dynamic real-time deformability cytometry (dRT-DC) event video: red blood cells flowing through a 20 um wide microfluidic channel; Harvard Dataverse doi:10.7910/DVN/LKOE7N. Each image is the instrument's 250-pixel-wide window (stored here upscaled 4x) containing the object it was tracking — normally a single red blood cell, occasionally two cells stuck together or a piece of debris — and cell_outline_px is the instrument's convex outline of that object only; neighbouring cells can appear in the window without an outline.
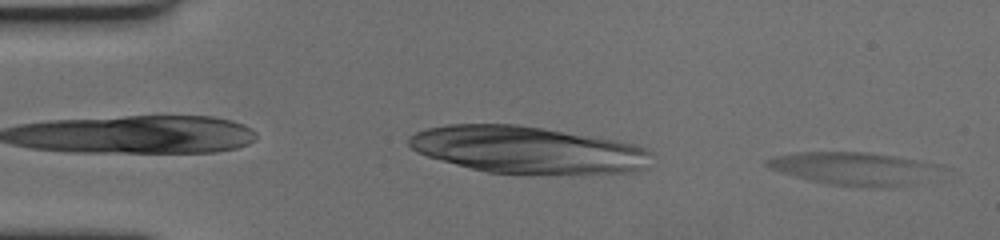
{"species": "human", "species_latin": "Homo sapiens", "temperature_condition": "cold", "stored_images_in_passage": 55, "camera_frame_rate_fps": 3000, "um_per_image_px": 0.085, "donor": {"sex": "female"}, "frame": {"image": 1, "passage_image": 2, "time_ms": 0.333, "image_size_px": [1000, 240], "cell_outline_px": [[944, 168], [888, 188], [832, 184], [808, 180], [772, 168], [764, 164], [764, 160], [776, 156], [800, 152], [864, 152], [896, 156], [920, 160], [940, 164]], "centroid_in_image_um": [72.46, 14.28], "position_along_channel_um": 12.5, "area_um2": 31.79}}
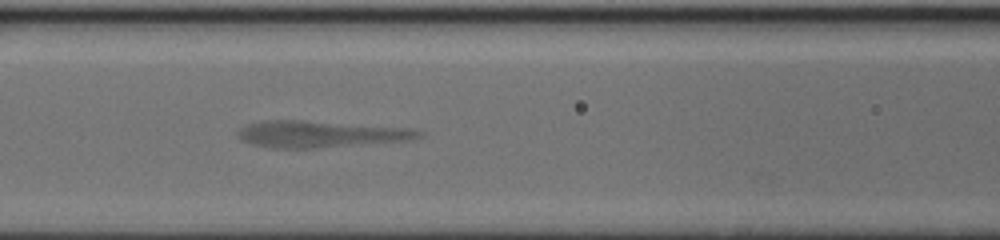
{"frame": {"image": 2, "passage_image": 26, "time_ms": 8.333, "image_size_px": [1000, 240], "cell_outline_px": [[424, 136], [408, 140], [312, 148], [272, 148], [252, 144], [240, 140], [236, 132], [240, 128], [248, 124], [264, 120], [300, 120], [408, 128], [424, 132]], "centroid_in_image_um": [27.17, 11.39], "position_along_channel_um": 139.4, "area_um2": 27.8}}
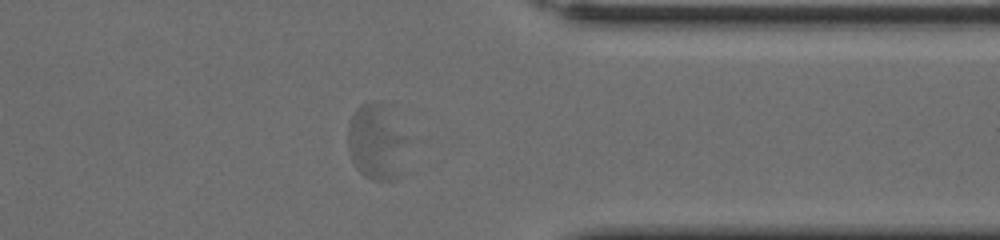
{"frame": {"image": 3, "passage_image": 48, "time_ms": 15.667, "image_size_px": [1000, 240], "cell_outline_px": [[412, 140], [392, 180], [376, 180], [360, 172], [356, 168], [352, 160], [348, 148], [348, 124], [356, 108], [360, 104], [380, 100]], "centroid_in_image_um": [32.01, 12.0], "position_along_channel_um": 379.4, "area_um2": 26.13}}